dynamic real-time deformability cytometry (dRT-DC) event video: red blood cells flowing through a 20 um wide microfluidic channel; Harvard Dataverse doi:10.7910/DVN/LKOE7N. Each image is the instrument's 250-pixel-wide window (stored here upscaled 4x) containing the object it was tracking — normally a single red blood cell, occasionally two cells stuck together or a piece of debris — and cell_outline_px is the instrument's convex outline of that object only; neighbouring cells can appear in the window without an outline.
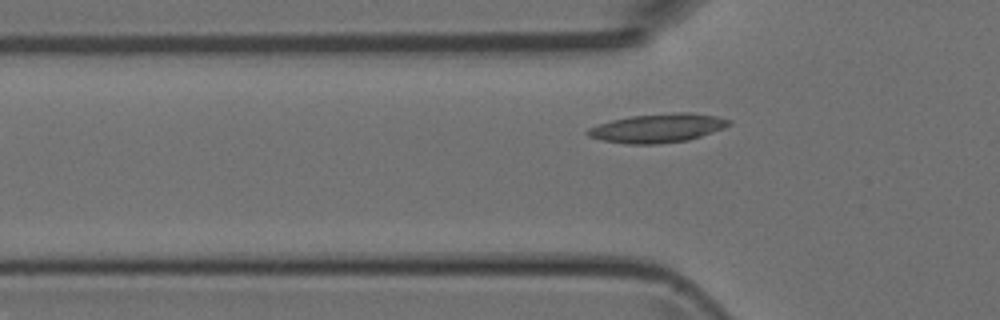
{"species": "Egyptian fruit bat (a non-hibernating species)", "species_latin": "Rousettus aegyptiacus", "temperature_condition": "room temperature", "stored_images_in_passage": 5, "camera_frame_rate_fps": 3000, "um_per_image_px": 0.085, "animal": {"sex": "female"}, "frame": {"image": 1, "passage_image": 5, "time_ms": 5.333, "image_size_px": [1000, 320], "cell_outline_px": [[732, 120], [724, 128], [688, 140], [656, 144], [628, 144], [600, 140], [588, 136], [584, 132], [588, 128], [612, 120], [632, 116], [672, 112], [692, 112], [716, 116]], "centroid_in_image_um": [55.88, 10.88], "position_along_channel_um": 69.9, "area_um2": 23.7}}